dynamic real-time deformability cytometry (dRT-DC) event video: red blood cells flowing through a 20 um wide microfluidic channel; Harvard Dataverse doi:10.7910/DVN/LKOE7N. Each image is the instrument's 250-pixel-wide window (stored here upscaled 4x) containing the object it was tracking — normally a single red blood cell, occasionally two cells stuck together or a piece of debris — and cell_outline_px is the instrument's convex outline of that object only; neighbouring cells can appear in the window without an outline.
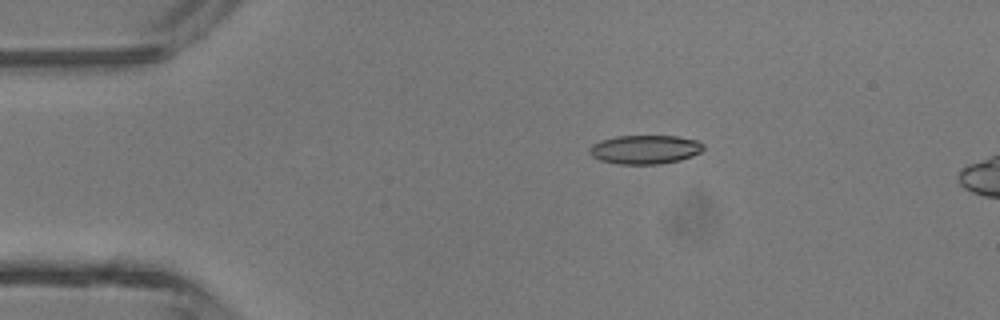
{"species": "common noctule bat (a hibernating species)", "species_latin": "Nyctalus noctula", "temperature_condition": "room temperature", "stored_images_in_passage": 3, "camera_frame_rate_fps": 3000, "um_per_image_px": 0.085, "animal": {"sex": "male", "body_mass_g": 13.3}, "frame": {"image": 1, "passage_image": 1, "time_ms": 0.0, "image_size_px": [1000, 320], "cell_outline_px": [[704, 148], [700, 152], [692, 156], [680, 160], [660, 164], [616, 164], [600, 160], [592, 156], [588, 152], [588, 148], [592, 144], [600, 140], [616, 136], [676, 136], [696, 140], [704, 144]], "centroid_in_image_um": [54.8, 12.71], "position_along_channel_um": 30.2, "area_um2": 19.31}}